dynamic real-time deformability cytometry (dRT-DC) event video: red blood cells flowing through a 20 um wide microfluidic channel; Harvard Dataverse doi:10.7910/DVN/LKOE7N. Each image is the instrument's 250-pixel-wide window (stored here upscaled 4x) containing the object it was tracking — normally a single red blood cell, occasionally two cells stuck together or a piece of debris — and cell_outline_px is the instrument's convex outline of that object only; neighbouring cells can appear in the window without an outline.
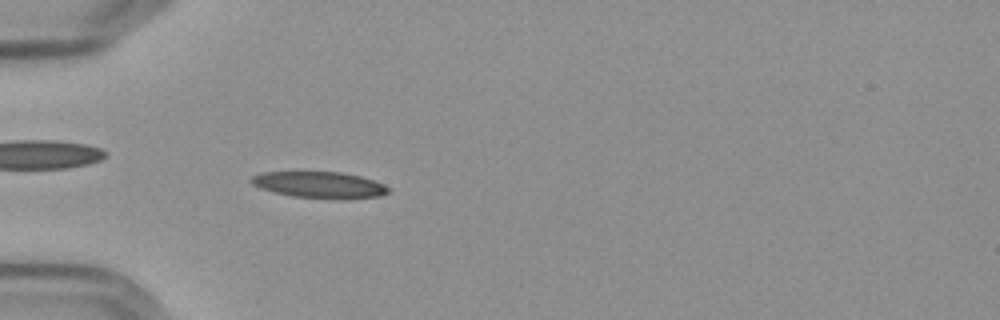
{"species": "Egyptian fruit bat (a non-hibernating species)", "species_latin": "Rousettus aegyptiacus", "temperature_condition": "cold", "stored_images_in_passage": 43, "camera_frame_rate_fps": 3000, "um_per_image_px": 0.085, "frame": {"image": 1, "passage_image": 4, "time_ms": 1.0, "image_size_px": [1000, 320], "cell_outline_px": [[388, 192], [380, 196], [352, 200], [332, 200], [292, 196], [260, 188], [252, 184], [248, 180], [252, 176], [264, 172], [340, 172], [360, 176], [384, 184], [388, 188]], "centroid_in_image_um": [27.18, 15.74], "position_along_channel_um": 57.8, "area_um2": 21.39}}
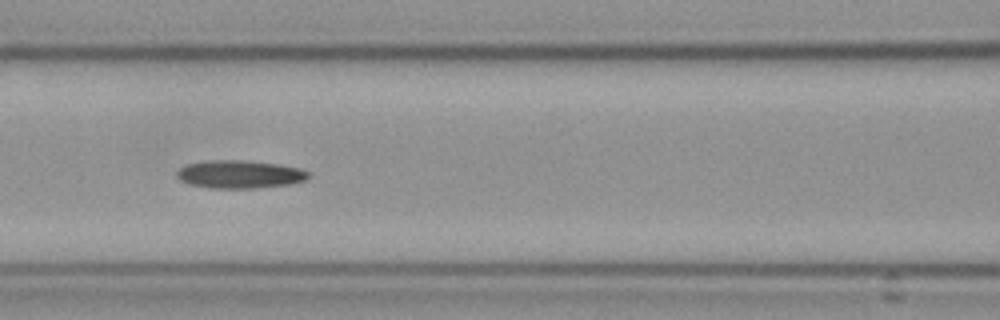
{"frame": {"image": 2, "passage_image": 12, "time_ms": 3.667, "image_size_px": [1000, 320], "cell_outline_px": [[308, 180], [292, 184], [256, 188], [208, 188], [188, 184], [180, 180], [176, 176], [176, 172], [180, 168], [188, 164], [212, 160], [244, 160], [276, 164], [300, 168], [308, 172]], "centroid_in_image_um": [20.37, 14.83], "position_along_channel_um": 146.2, "area_um2": 21.5}}
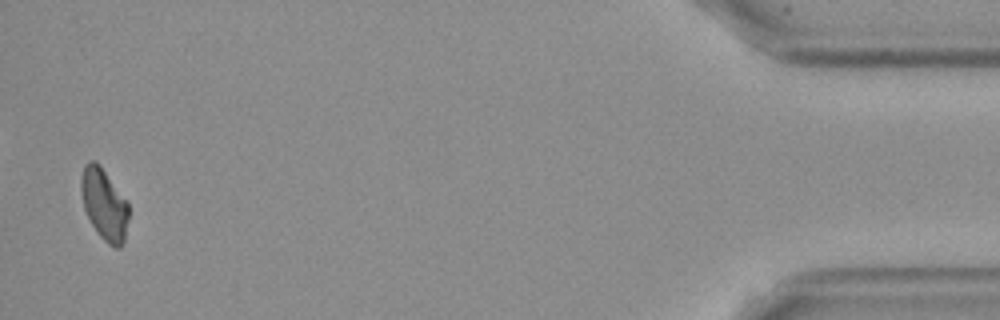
{"frame": {"image": 3, "passage_image": 42, "time_ms": 13.667, "image_size_px": [1000, 320], "cell_outline_px": [[128, 220], [124, 240], [120, 248], [116, 248], [108, 244], [96, 232], [84, 208], [80, 188], [80, 180], [84, 164], [88, 160], [96, 160], [100, 164], [128, 200]], "centroid_in_image_um": [8.86, 17.32], "position_along_channel_um": 426.3, "area_um2": 20.11}}